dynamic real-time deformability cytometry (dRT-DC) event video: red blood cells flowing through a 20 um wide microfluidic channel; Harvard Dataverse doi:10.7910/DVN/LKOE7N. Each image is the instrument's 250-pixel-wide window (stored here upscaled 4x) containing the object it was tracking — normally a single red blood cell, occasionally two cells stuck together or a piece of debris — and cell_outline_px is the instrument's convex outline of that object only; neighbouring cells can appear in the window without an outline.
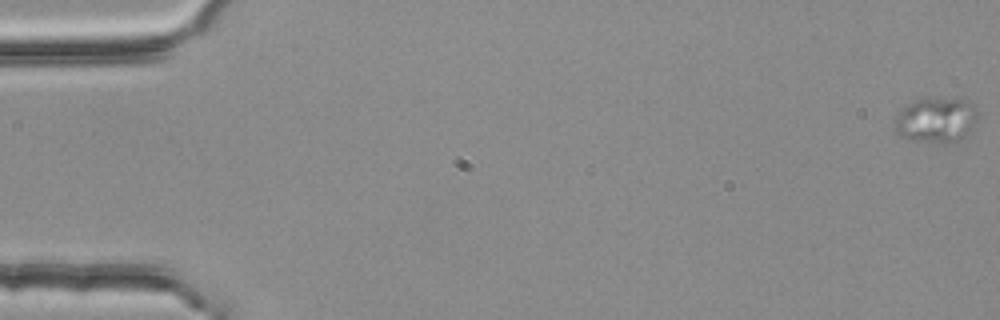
{"species": "common noctule bat (a hibernating species)", "species_latin": "Nyctalus noctula", "temperature_condition": "room temperature", "stored_images_in_passage": 6, "camera_frame_rate_fps": 3000, "um_per_image_px": 0.085, "animal": {"sex": "female", "body_mass_g": 25.1}, "frame": {"image": 1, "passage_image": 1, "time_ms": 0.0, "image_size_px": [1000, 320], "cell_outline_px": [[980, 112], [972, 132], [956, 140], [916, 140], [900, 136], [896, 128], [896, 116], [912, 100], [924, 96], [964, 100], [976, 104]], "centroid_in_image_um": [79.65, 10.11], "position_along_channel_um": 5.4, "area_um2": 21.73}}
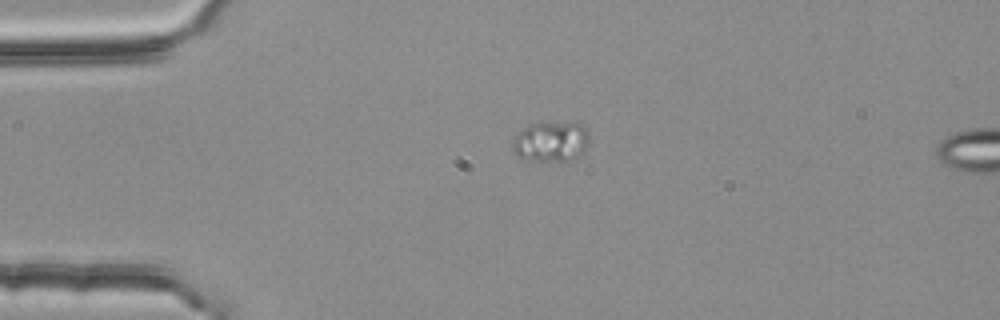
{"frame": {"image": 2, "passage_image": 4, "time_ms": 1.0, "image_size_px": [1000, 320], "cell_outline_px": [[588, 144], [584, 152], [576, 160], [532, 160], [516, 156], [512, 152], [512, 140], [528, 124], [568, 120], [584, 124], [588, 128]], "centroid_in_image_um": [46.88, 11.99], "position_along_channel_um": 38.1, "area_um2": 18.61}}